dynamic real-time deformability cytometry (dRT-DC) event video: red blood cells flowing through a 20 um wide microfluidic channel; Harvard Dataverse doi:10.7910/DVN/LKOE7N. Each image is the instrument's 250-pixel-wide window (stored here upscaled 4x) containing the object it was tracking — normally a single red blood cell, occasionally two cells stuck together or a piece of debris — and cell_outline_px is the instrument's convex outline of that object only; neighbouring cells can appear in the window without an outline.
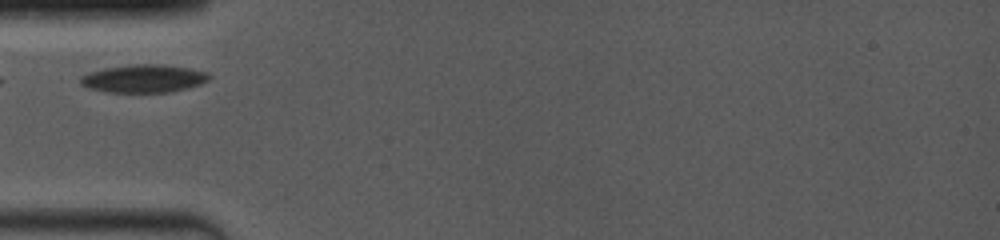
{"species": "common noctule bat (a hibernating species)", "species_latin": "Nyctalus noctula", "temperature_condition": "room temperature", "stored_images_in_passage": 1, "camera_frame_rate_fps": 4000, "um_per_image_px": 0.085, "animal": {"sex": "female", "body_mass_g": 19.0, "forearm_length_mm": 53.3}, "frame": {"image": 1, "passage_image": 1, "time_ms": 0.0, "image_size_px": [1000, 240], "cell_outline_px": [[212, 76], [208, 80], [200, 84], [172, 92], [108, 92], [88, 88], [80, 84], [80, 76], [104, 68], [128, 64], [164, 64], [188, 68], [208, 72]], "centroid_in_image_um": [12.22, 6.67], "position_along_channel_um": 72.8, "area_um2": 21.04}}